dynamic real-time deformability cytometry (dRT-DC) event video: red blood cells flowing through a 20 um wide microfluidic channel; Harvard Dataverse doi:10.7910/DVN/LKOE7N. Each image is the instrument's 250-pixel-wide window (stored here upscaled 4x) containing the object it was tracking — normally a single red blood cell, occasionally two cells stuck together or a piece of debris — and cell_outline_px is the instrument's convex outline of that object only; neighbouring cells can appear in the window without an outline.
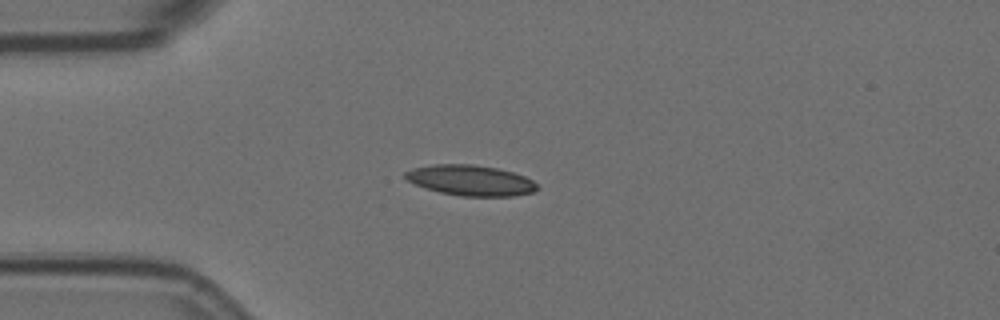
{"species": "Egyptian fruit bat (a non-hibernating species)", "species_latin": "Rousettus aegyptiacus", "temperature_condition": "room temperature", "stored_images_in_passage": 10, "camera_frame_rate_fps": 3000, "um_per_image_px": 0.085, "animal": {"sex": "female"}, "frame": {"image": 1, "passage_image": 3, "time_ms": 0.667, "image_size_px": [1000, 320], "cell_outline_px": [[540, 188], [532, 192], [512, 196], [460, 196], [440, 192], [416, 184], [408, 180], [404, 176], [404, 172], [412, 168], [436, 164], [472, 164], [496, 168], [512, 172], [524, 176], [532, 180]], "centroid_in_image_um": [40.0, 15.33], "position_along_channel_um": 45.0, "area_um2": 23.24}}
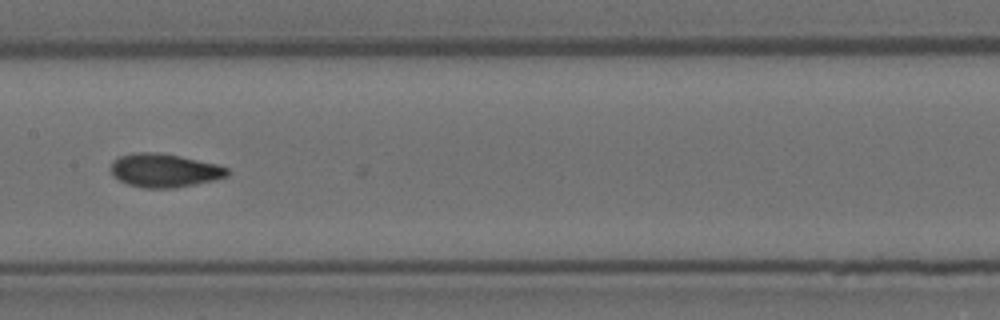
{"frame": {"image": 2, "passage_image": 7, "time_ms": 2.0, "image_size_px": [1000, 320], "cell_outline_px": [[232, 172], [228, 176], [212, 180], [172, 188], [144, 188], [128, 184], [120, 180], [112, 172], [112, 160], [120, 156], [136, 152], [160, 152], [180, 156], [216, 164], [228, 168]], "centroid_in_image_um": [13.99, 14.47], "position_along_channel_um": 193.4, "area_um2": 22.54}}
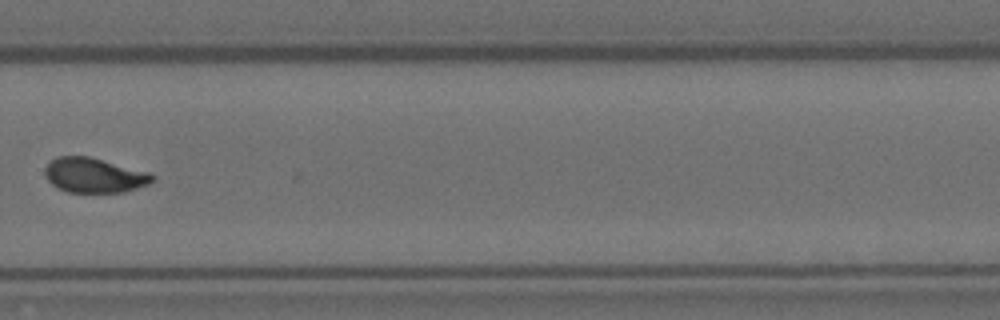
{"frame": {"image": 3, "passage_image": 10, "time_ms": 3.0, "image_size_px": [1000, 320], "cell_outline_px": [[156, 180], [148, 184], [124, 192], [68, 192], [52, 184], [48, 180], [44, 172], [44, 168], [56, 156], [88, 156], [152, 172], [156, 176]], "centroid_in_image_um": [8.06, 14.89], "position_along_channel_um": 321.7, "area_um2": 21.91}}